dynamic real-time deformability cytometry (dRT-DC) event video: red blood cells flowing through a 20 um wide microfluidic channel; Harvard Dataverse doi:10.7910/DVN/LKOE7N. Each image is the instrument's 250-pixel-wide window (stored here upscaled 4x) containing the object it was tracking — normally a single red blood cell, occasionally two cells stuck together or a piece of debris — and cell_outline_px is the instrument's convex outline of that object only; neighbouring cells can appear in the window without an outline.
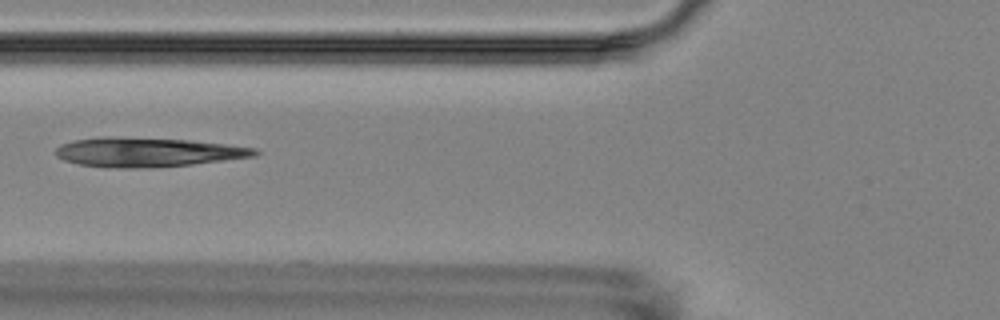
{"species": "Egyptian fruit bat (a non-hibernating species)", "species_latin": "Rousettus aegyptiacus", "temperature_condition": "room temperature", "stored_images_in_passage": 6, "camera_frame_rate_fps": 3000, "um_per_image_px": 0.085, "animal": {"sex": "female"}, "frame": {"image": 1, "passage_image": 6, "time_ms": 5.667, "image_size_px": [1000, 320], "cell_outline_px": [[260, 152], [256, 156], [192, 164], [148, 168], [108, 168], [80, 164], [64, 160], [56, 156], [56, 148], [60, 144], [76, 140], [100, 136], [104, 136], [188, 140], [224, 144], [256, 148]], "centroid_in_image_um": [12.51, 12.94], "position_along_channel_um": 113.3, "area_um2": 33.93}}